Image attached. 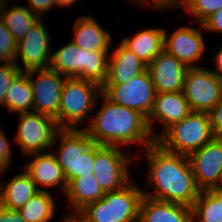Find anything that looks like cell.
<instances>
[{
	"instance_id": "22",
	"label": "cell",
	"mask_w": 222,
	"mask_h": 222,
	"mask_svg": "<svg viewBox=\"0 0 222 222\" xmlns=\"http://www.w3.org/2000/svg\"><path fill=\"white\" fill-rule=\"evenodd\" d=\"M39 191L44 190L36 187L29 174L24 171L13 177L6 185H0V205L10 210H19Z\"/></svg>"
},
{
	"instance_id": "6",
	"label": "cell",
	"mask_w": 222,
	"mask_h": 222,
	"mask_svg": "<svg viewBox=\"0 0 222 222\" xmlns=\"http://www.w3.org/2000/svg\"><path fill=\"white\" fill-rule=\"evenodd\" d=\"M99 95L102 96L99 84L75 77L66 78L61 91L58 128L76 129V125L95 108Z\"/></svg>"
},
{
	"instance_id": "20",
	"label": "cell",
	"mask_w": 222,
	"mask_h": 222,
	"mask_svg": "<svg viewBox=\"0 0 222 222\" xmlns=\"http://www.w3.org/2000/svg\"><path fill=\"white\" fill-rule=\"evenodd\" d=\"M36 156L33 161L25 165V171L29 174L33 182L37 185L52 187L62 184V190L66 192L68 182L62 168L58 165L55 154L32 153Z\"/></svg>"
},
{
	"instance_id": "36",
	"label": "cell",
	"mask_w": 222,
	"mask_h": 222,
	"mask_svg": "<svg viewBox=\"0 0 222 222\" xmlns=\"http://www.w3.org/2000/svg\"><path fill=\"white\" fill-rule=\"evenodd\" d=\"M30 7H28L32 12L41 18V14L48 11L55 4L54 0H29Z\"/></svg>"
},
{
	"instance_id": "17",
	"label": "cell",
	"mask_w": 222,
	"mask_h": 222,
	"mask_svg": "<svg viewBox=\"0 0 222 222\" xmlns=\"http://www.w3.org/2000/svg\"><path fill=\"white\" fill-rule=\"evenodd\" d=\"M189 103L182 91L180 92H167V93H156L154 105L150 115L147 118V124L151 134L152 121L160 120L164 124V132L174 125L180 122L184 117L191 113Z\"/></svg>"
},
{
	"instance_id": "38",
	"label": "cell",
	"mask_w": 222,
	"mask_h": 222,
	"mask_svg": "<svg viewBox=\"0 0 222 222\" xmlns=\"http://www.w3.org/2000/svg\"><path fill=\"white\" fill-rule=\"evenodd\" d=\"M154 1V7L158 9L169 8V7H180L181 5L186 4V0H152ZM138 2H146L145 0H139Z\"/></svg>"
},
{
	"instance_id": "32",
	"label": "cell",
	"mask_w": 222,
	"mask_h": 222,
	"mask_svg": "<svg viewBox=\"0 0 222 222\" xmlns=\"http://www.w3.org/2000/svg\"><path fill=\"white\" fill-rule=\"evenodd\" d=\"M95 149L90 154L79 155L75 161V178L93 174Z\"/></svg>"
},
{
	"instance_id": "8",
	"label": "cell",
	"mask_w": 222,
	"mask_h": 222,
	"mask_svg": "<svg viewBox=\"0 0 222 222\" xmlns=\"http://www.w3.org/2000/svg\"><path fill=\"white\" fill-rule=\"evenodd\" d=\"M183 94L189 103L191 111L209 113L222 96V79L202 67L188 68Z\"/></svg>"
},
{
	"instance_id": "18",
	"label": "cell",
	"mask_w": 222,
	"mask_h": 222,
	"mask_svg": "<svg viewBox=\"0 0 222 222\" xmlns=\"http://www.w3.org/2000/svg\"><path fill=\"white\" fill-rule=\"evenodd\" d=\"M138 222H193L192 208L143 195Z\"/></svg>"
},
{
	"instance_id": "30",
	"label": "cell",
	"mask_w": 222,
	"mask_h": 222,
	"mask_svg": "<svg viewBox=\"0 0 222 222\" xmlns=\"http://www.w3.org/2000/svg\"><path fill=\"white\" fill-rule=\"evenodd\" d=\"M17 41L6 28L4 21L0 18V63L14 62Z\"/></svg>"
},
{
	"instance_id": "11",
	"label": "cell",
	"mask_w": 222,
	"mask_h": 222,
	"mask_svg": "<svg viewBox=\"0 0 222 222\" xmlns=\"http://www.w3.org/2000/svg\"><path fill=\"white\" fill-rule=\"evenodd\" d=\"M36 73L37 80H33ZM27 75L33 91V112L50 116L58 127L61 91L67 77L50 67L28 71Z\"/></svg>"
},
{
	"instance_id": "35",
	"label": "cell",
	"mask_w": 222,
	"mask_h": 222,
	"mask_svg": "<svg viewBox=\"0 0 222 222\" xmlns=\"http://www.w3.org/2000/svg\"><path fill=\"white\" fill-rule=\"evenodd\" d=\"M203 27L204 29L208 31H222V8L212 15H210L202 24H200V27Z\"/></svg>"
},
{
	"instance_id": "41",
	"label": "cell",
	"mask_w": 222,
	"mask_h": 222,
	"mask_svg": "<svg viewBox=\"0 0 222 222\" xmlns=\"http://www.w3.org/2000/svg\"><path fill=\"white\" fill-rule=\"evenodd\" d=\"M72 215L74 214H69L66 215L64 222H79L75 217H73Z\"/></svg>"
},
{
	"instance_id": "10",
	"label": "cell",
	"mask_w": 222,
	"mask_h": 222,
	"mask_svg": "<svg viewBox=\"0 0 222 222\" xmlns=\"http://www.w3.org/2000/svg\"><path fill=\"white\" fill-rule=\"evenodd\" d=\"M129 160L117 146L98 145L95 148L93 175L104 192L120 190L130 183Z\"/></svg>"
},
{
	"instance_id": "24",
	"label": "cell",
	"mask_w": 222,
	"mask_h": 222,
	"mask_svg": "<svg viewBox=\"0 0 222 222\" xmlns=\"http://www.w3.org/2000/svg\"><path fill=\"white\" fill-rule=\"evenodd\" d=\"M65 193L76 213L87 204L103 198L105 194L93 174L69 180Z\"/></svg>"
},
{
	"instance_id": "40",
	"label": "cell",
	"mask_w": 222,
	"mask_h": 222,
	"mask_svg": "<svg viewBox=\"0 0 222 222\" xmlns=\"http://www.w3.org/2000/svg\"><path fill=\"white\" fill-rule=\"evenodd\" d=\"M55 4L58 5L59 7H64L67 5L70 6L72 3L76 2V0H54Z\"/></svg>"
},
{
	"instance_id": "31",
	"label": "cell",
	"mask_w": 222,
	"mask_h": 222,
	"mask_svg": "<svg viewBox=\"0 0 222 222\" xmlns=\"http://www.w3.org/2000/svg\"><path fill=\"white\" fill-rule=\"evenodd\" d=\"M22 67L15 62L0 66V105L5 104V97L13 79L22 71Z\"/></svg>"
},
{
	"instance_id": "26",
	"label": "cell",
	"mask_w": 222,
	"mask_h": 222,
	"mask_svg": "<svg viewBox=\"0 0 222 222\" xmlns=\"http://www.w3.org/2000/svg\"><path fill=\"white\" fill-rule=\"evenodd\" d=\"M191 208L193 222H222V189L201 190Z\"/></svg>"
},
{
	"instance_id": "29",
	"label": "cell",
	"mask_w": 222,
	"mask_h": 222,
	"mask_svg": "<svg viewBox=\"0 0 222 222\" xmlns=\"http://www.w3.org/2000/svg\"><path fill=\"white\" fill-rule=\"evenodd\" d=\"M185 8L202 24L210 15L222 8V0H186Z\"/></svg>"
},
{
	"instance_id": "12",
	"label": "cell",
	"mask_w": 222,
	"mask_h": 222,
	"mask_svg": "<svg viewBox=\"0 0 222 222\" xmlns=\"http://www.w3.org/2000/svg\"><path fill=\"white\" fill-rule=\"evenodd\" d=\"M197 187L200 190L222 189V137H215L189 156Z\"/></svg>"
},
{
	"instance_id": "16",
	"label": "cell",
	"mask_w": 222,
	"mask_h": 222,
	"mask_svg": "<svg viewBox=\"0 0 222 222\" xmlns=\"http://www.w3.org/2000/svg\"><path fill=\"white\" fill-rule=\"evenodd\" d=\"M164 49L186 67L192 68L198 67L193 64L201 58L205 44L202 34L197 29L186 26L177 29L169 39L164 30Z\"/></svg>"
},
{
	"instance_id": "4",
	"label": "cell",
	"mask_w": 222,
	"mask_h": 222,
	"mask_svg": "<svg viewBox=\"0 0 222 222\" xmlns=\"http://www.w3.org/2000/svg\"><path fill=\"white\" fill-rule=\"evenodd\" d=\"M142 197L143 190L130 182L124 188L105 192L103 198L87 204L76 219L79 222H138Z\"/></svg>"
},
{
	"instance_id": "23",
	"label": "cell",
	"mask_w": 222,
	"mask_h": 222,
	"mask_svg": "<svg viewBox=\"0 0 222 222\" xmlns=\"http://www.w3.org/2000/svg\"><path fill=\"white\" fill-rule=\"evenodd\" d=\"M121 43L148 65L164 50V29H145Z\"/></svg>"
},
{
	"instance_id": "42",
	"label": "cell",
	"mask_w": 222,
	"mask_h": 222,
	"mask_svg": "<svg viewBox=\"0 0 222 222\" xmlns=\"http://www.w3.org/2000/svg\"><path fill=\"white\" fill-rule=\"evenodd\" d=\"M5 6H6L5 0H0V17H1L3 10L6 8Z\"/></svg>"
},
{
	"instance_id": "25",
	"label": "cell",
	"mask_w": 222,
	"mask_h": 222,
	"mask_svg": "<svg viewBox=\"0 0 222 222\" xmlns=\"http://www.w3.org/2000/svg\"><path fill=\"white\" fill-rule=\"evenodd\" d=\"M4 106L12 112H33V91L27 72L21 71L13 79L6 93Z\"/></svg>"
},
{
	"instance_id": "7",
	"label": "cell",
	"mask_w": 222,
	"mask_h": 222,
	"mask_svg": "<svg viewBox=\"0 0 222 222\" xmlns=\"http://www.w3.org/2000/svg\"><path fill=\"white\" fill-rule=\"evenodd\" d=\"M102 93L113 103L150 115L156 91L148 70L123 84H104Z\"/></svg>"
},
{
	"instance_id": "19",
	"label": "cell",
	"mask_w": 222,
	"mask_h": 222,
	"mask_svg": "<svg viewBox=\"0 0 222 222\" xmlns=\"http://www.w3.org/2000/svg\"><path fill=\"white\" fill-rule=\"evenodd\" d=\"M110 58L105 84H123L147 70V65L122 43Z\"/></svg>"
},
{
	"instance_id": "21",
	"label": "cell",
	"mask_w": 222,
	"mask_h": 222,
	"mask_svg": "<svg viewBox=\"0 0 222 222\" xmlns=\"http://www.w3.org/2000/svg\"><path fill=\"white\" fill-rule=\"evenodd\" d=\"M75 39L72 42L85 51H109L112 41L109 32H105L91 16L79 17L74 24Z\"/></svg>"
},
{
	"instance_id": "5",
	"label": "cell",
	"mask_w": 222,
	"mask_h": 222,
	"mask_svg": "<svg viewBox=\"0 0 222 222\" xmlns=\"http://www.w3.org/2000/svg\"><path fill=\"white\" fill-rule=\"evenodd\" d=\"M163 133V135L153 134L156 142L167 151L185 156L199 150L216 137L209 114L197 111H192Z\"/></svg>"
},
{
	"instance_id": "1",
	"label": "cell",
	"mask_w": 222,
	"mask_h": 222,
	"mask_svg": "<svg viewBox=\"0 0 222 222\" xmlns=\"http://www.w3.org/2000/svg\"><path fill=\"white\" fill-rule=\"evenodd\" d=\"M150 164V183L154 193L149 198L192 207L201 191L195 182L188 156L172 153L156 141L144 150Z\"/></svg>"
},
{
	"instance_id": "2",
	"label": "cell",
	"mask_w": 222,
	"mask_h": 222,
	"mask_svg": "<svg viewBox=\"0 0 222 222\" xmlns=\"http://www.w3.org/2000/svg\"><path fill=\"white\" fill-rule=\"evenodd\" d=\"M105 103L90 126L85 129L99 145L142 143L144 148L156 140L151 134L147 118L140 112L113 103L102 93Z\"/></svg>"
},
{
	"instance_id": "28",
	"label": "cell",
	"mask_w": 222,
	"mask_h": 222,
	"mask_svg": "<svg viewBox=\"0 0 222 222\" xmlns=\"http://www.w3.org/2000/svg\"><path fill=\"white\" fill-rule=\"evenodd\" d=\"M54 200L49 192L39 191L18 211L26 222H49L54 215Z\"/></svg>"
},
{
	"instance_id": "34",
	"label": "cell",
	"mask_w": 222,
	"mask_h": 222,
	"mask_svg": "<svg viewBox=\"0 0 222 222\" xmlns=\"http://www.w3.org/2000/svg\"><path fill=\"white\" fill-rule=\"evenodd\" d=\"M0 130V172L4 171L11 164V147L5 133Z\"/></svg>"
},
{
	"instance_id": "9",
	"label": "cell",
	"mask_w": 222,
	"mask_h": 222,
	"mask_svg": "<svg viewBox=\"0 0 222 222\" xmlns=\"http://www.w3.org/2000/svg\"><path fill=\"white\" fill-rule=\"evenodd\" d=\"M20 124L16 143L31 156L52 146L58 137V127L53 118L36 112L19 113Z\"/></svg>"
},
{
	"instance_id": "39",
	"label": "cell",
	"mask_w": 222,
	"mask_h": 222,
	"mask_svg": "<svg viewBox=\"0 0 222 222\" xmlns=\"http://www.w3.org/2000/svg\"><path fill=\"white\" fill-rule=\"evenodd\" d=\"M215 63L217 66V71H219L218 73L215 72L216 75H218L221 79H222V48L218 51V53L215 56Z\"/></svg>"
},
{
	"instance_id": "13",
	"label": "cell",
	"mask_w": 222,
	"mask_h": 222,
	"mask_svg": "<svg viewBox=\"0 0 222 222\" xmlns=\"http://www.w3.org/2000/svg\"><path fill=\"white\" fill-rule=\"evenodd\" d=\"M41 19L42 17L35 22L24 38L17 42L14 62L17 64L16 59L21 56L25 68L22 71L28 72L50 67L49 35Z\"/></svg>"
},
{
	"instance_id": "37",
	"label": "cell",
	"mask_w": 222,
	"mask_h": 222,
	"mask_svg": "<svg viewBox=\"0 0 222 222\" xmlns=\"http://www.w3.org/2000/svg\"><path fill=\"white\" fill-rule=\"evenodd\" d=\"M0 222H26L18 210H10L0 205Z\"/></svg>"
},
{
	"instance_id": "14",
	"label": "cell",
	"mask_w": 222,
	"mask_h": 222,
	"mask_svg": "<svg viewBox=\"0 0 222 222\" xmlns=\"http://www.w3.org/2000/svg\"><path fill=\"white\" fill-rule=\"evenodd\" d=\"M58 136L61 145L55 158L68 182L75 179L76 158L82 154H90L99 144L85 129L59 128Z\"/></svg>"
},
{
	"instance_id": "33",
	"label": "cell",
	"mask_w": 222,
	"mask_h": 222,
	"mask_svg": "<svg viewBox=\"0 0 222 222\" xmlns=\"http://www.w3.org/2000/svg\"><path fill=\"white\" fill-rule=\"evenodd\" d=\"M208 114L210 116L214 135L216 137H222V96L219 102Z\"/></svg>"
},
{
	"instance_id": "27",
	"label": "cell",
	"mask_w": 222,
	"mask_h": 222,
	"mask_svg": "<svg viewBox=\"0 0 222 222\" xmlns=\"http://www.w3.org/2000/svg\"><path fill=\"white\" fill-rule=\"evenodd\" d=\"M3 10L1 19L6 28L12 34V37L18 42L24 38L25 34L32 28L35 22L40 18L28 7L14 6L10 10Z\"/></svg>"
},
{
	"instance_id": "15",
	"label": "cell",
	"mask_w": 222,
	"mask_h": 222,
	"mask_svg": "<svg viewBox=\"0 0 222 222\" xmlns=\"http://www.w3.org/2000/svg\"><path fill=\"white\" fill-rule=\"evenodd\" d=\"M156 93L180 92L188 67L165 49L147 65Z\"/></svg>"
},
{
	"instance_id": "3",
	"label": "cell",
	"mask_w": 222,
	"mask_h": 222,
	"mask_svg": "<svg viewBox=\"0 0 222 222\" xmlns=\"http://www.w3.org/2000/svg\"><path fill=\"white\" fill-rule=\"evenodd\" d=\"M108 51H85L72 41L51 53L50 68L67 78H79L99 84L108 77Z\"/></svg>"
}]
</instances>
